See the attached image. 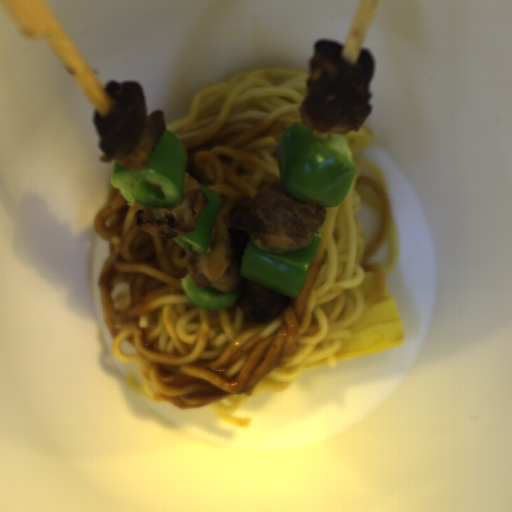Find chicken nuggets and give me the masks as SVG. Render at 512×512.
<instances>
[{
  "label": "chicken nuggets",
  "mask_w": 512,
  "mask_h": 512,
  "mask_svg": "<svg viewBox=\"0 0 512 512\" xmlns=\"http://www.w3.org/2000/svg\"><path fill=\"white\" fill-rule=\"evenodd\" d=\"M373 73V55L366 48L315 41L299 106L301 123L321 134L357 132L372 111Z\"/></svg>",
  "instance_id": "obj_1"
},
{
  "label": "chicken nuggets",
  "mask_w": 512,
  "mask_h": 512,
  "mask_svg": "<svg viewBox=\"0 0 512 512\" xmlns=\"http://www.w3.org/2000/svg\"><path fill=\"white\" fill-rule=\"evenodd\" d=\"M325 216L323 206L293 196L282 178L260 189L254 198L236 202L229 213L233 230L247 232L262 251L275 254L307 248Z\"/></svg>",
  "instance_id": "obj_2"
},
{
  "label": "chicken nuggets",
  "mask_w": 512,
  "mask_h": 512,
  "mask_svg": "<svg viewBox=\"0 0 512 512\" xmlns=\"http://www.w3.org/2000/svg\"><path fill=\"white\" fill-rule=\"evenodd\" d=\"M104 92L113 105L104 116L95 110L100 160L114 161L128 170L141 169L166 131L164 111L147 114L143 87L137 81L113 80Z\"/></svg>",
  "instance_id": "obj_3"
},
{
  "label": "chicken nuggets",
  "mask_w": 512,
  "mask_h": 512,
  "mask_svg": "<svg viewBox=\"0 0 512 512\" xmlns=\"http://www.w3.org/2000/svg\"><path fill=\"white\" fill-rule=\"evenodd\" d=\"M187 269L200 289L211 286L218 292H229L241 283L243 276L233 254L231 233L218 214L206 253L192 252Z\"/></svg>",
  "instance_id": "obj_4"
},
{
  "label": "chicken nuggets",
  "mask_w": 512,
  "mask_h": 512,
  "mask_svg": "<svg viewBox=\"0 0 512 512\" xmlns=\"http://www.w3.org/2000/svg\"><path fill=\"white\" fill-rule=\"evenodd\" d=\"M209 200L200 184L185 171L181 197L176 207L139 206L135 224L149 235L173 239L194 231L197 216Z\"/></svg>",
  "instance_id": "obj_5"
},
{
  "label": "chicken nuggets",
  "mask_w": 512,
  "mask_h": 512,
  "mask_svg": "<svg viewBox=\"0 0 512 512\" xmlns=\"http://www.w3.org/2000/svg\"><path fill=\"white\" fill-rule=\"evenodd\" d=\"M236 303L251 322H268L291 306V296L245 278Z\"/></svg>",
  "instance_id": "obj_6"
}]
</instances>
